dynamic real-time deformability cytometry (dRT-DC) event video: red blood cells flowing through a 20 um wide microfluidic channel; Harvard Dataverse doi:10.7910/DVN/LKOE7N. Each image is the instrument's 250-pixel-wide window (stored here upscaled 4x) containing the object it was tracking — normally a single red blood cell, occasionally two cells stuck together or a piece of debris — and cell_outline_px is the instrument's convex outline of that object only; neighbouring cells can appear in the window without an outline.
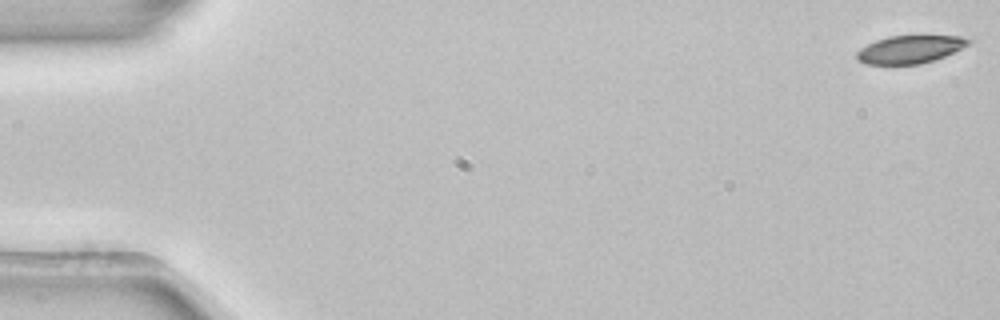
{"species": "common noctule bat (a hibernating species)", "species_latin": "Nyctalus noctula", "temperature_condition": "room temperature", "stored_images_in_passage": 4, "camera_frame_rate_fps": 3000, "um_per_image_px": 0.085, "animal": {"sex": "female", "body_mass_g": 22.7, "forearm_length_mm": 54.2}, "frame": {"image": 1, "passage_image": 1, "time_ms": 0.0, "image_size_px": [1000, 320], "cell_outline_px": [[972, 40], [968, 44], [944, 56], [920, 64], [864, 64], [856, 60], [856, 52], [860, 48], [876, 40], [888, 36], [960, 36]], "centroid_in_image_um": [77.27, 4.2], "position_along_channel_um": 7.7, "area_um2": 17.92}}